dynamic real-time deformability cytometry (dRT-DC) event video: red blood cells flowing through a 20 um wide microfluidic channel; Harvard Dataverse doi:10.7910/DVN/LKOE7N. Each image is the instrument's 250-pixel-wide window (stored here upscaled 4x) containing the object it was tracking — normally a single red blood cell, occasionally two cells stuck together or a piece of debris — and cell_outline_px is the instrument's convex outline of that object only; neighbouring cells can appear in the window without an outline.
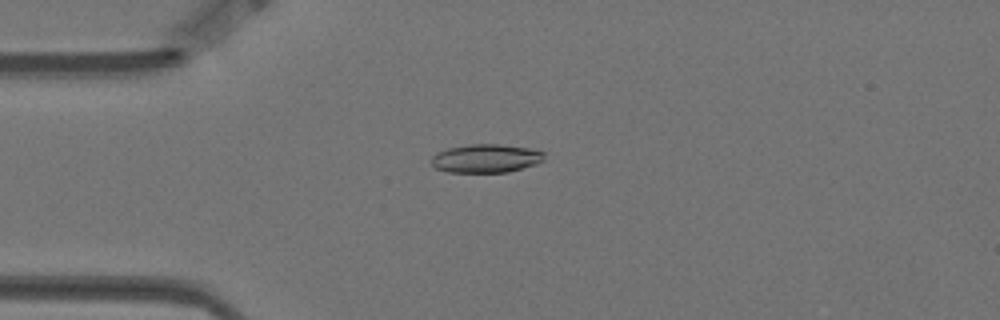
{"species": "Egyptian fruit bat (a non-hibernating species)", "species_latin": "Rousettus aegyptiacus", "temperature_condition": "warm", "stored_images_in_passage": 57, "camera_frame_rate_fps": 3000, "um_per_image_px": 0.085, "animal": {"sex": "female"}, "frame": {"image": 1, "passage_image": 14, "time_ms": 4.333, "image_size_px": [1000, 320], "cell_outline_px": [[544, 160], [536, 164], [508, 172], [448, 172], [436, 168], [432, 164], [432, 156], [436, 152], [448, 148], [468, 144], [500, 144], [528, 148], [544, 152]], "centroid_in_image_um": [41.3, 13.46], "position_along_channel_um": 43.7, "area_um2": 18.73}}
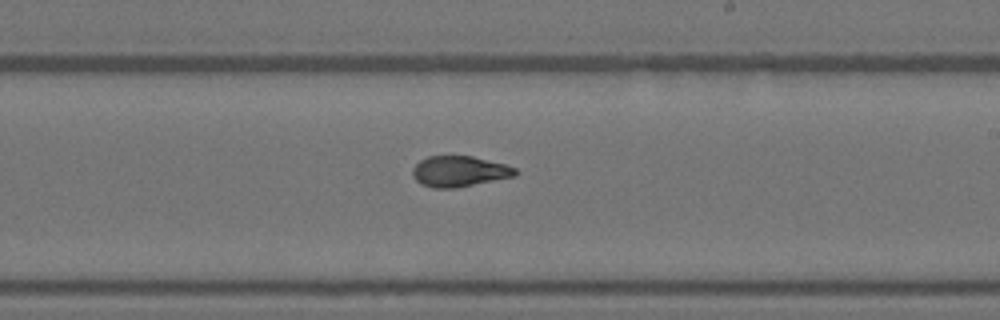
{"frame": {"image": 2, "passage_image": 33, "time_ms": 10.667, "image_size_px": [1000, 320], "cell_outline_px": [[520, 172], [516, 176], [456, 188], [432, 188], [420, 184], [416, 180], [412, 172], [412, 168], [420, 160], [428, 156], [472, 156], [504, 164], [516, 168]], "centroid_in_image_um": [39.05, 14.57], "position_along_channel_um": 249.9, "area_um2": 18.5}}
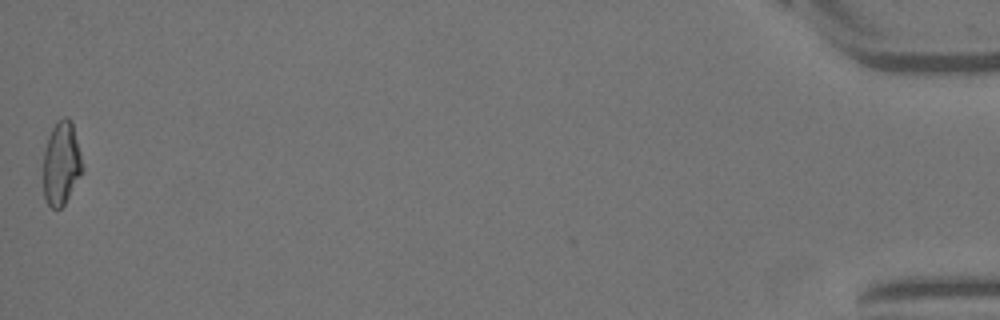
{"frame": {"image": 3, "passage_image": 57, "time_ms": 18.667, "image_size_px": [1000, 320], "cell_outline_px": [[84, 172], [64, 204], [60, 208], [52, 208], [48, 204], [44, 196], [44, 152], [48, 136], [56, 120], [64, 116], [68, 116], [72, 120], [84, 168]], "centroid_in_image_um": [5.24, 13.85], "position_along_channel_um": 430.0, "area_um2": 19.25}, "authors_computed_cell_mechanics": {"area_um2": 18.6694, "velocity_mm_per_s": 3.5126, "shape_relaxation_time_tau1_ms": 8.3932, "shape_relaxation_time_tau2_ms": 2.4864, "deformation_change_tau1": 0.2515, "deformation_change_tau2": 0.0777}}